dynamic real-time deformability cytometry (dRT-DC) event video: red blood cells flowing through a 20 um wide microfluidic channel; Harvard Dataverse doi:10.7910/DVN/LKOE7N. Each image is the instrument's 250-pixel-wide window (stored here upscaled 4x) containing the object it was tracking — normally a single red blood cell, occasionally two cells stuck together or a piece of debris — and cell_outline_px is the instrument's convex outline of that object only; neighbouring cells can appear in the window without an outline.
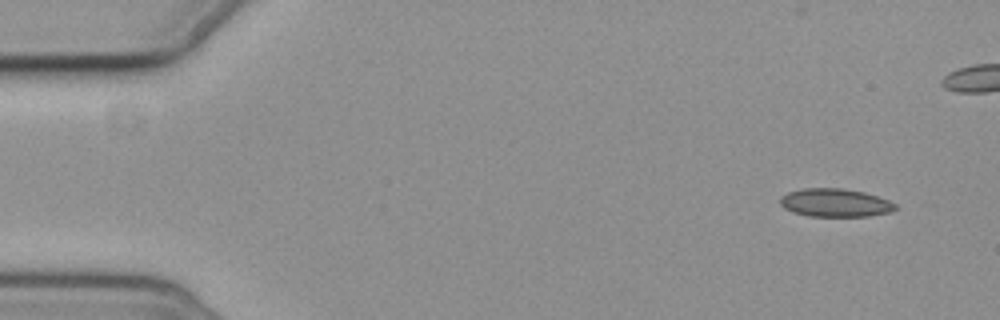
{"species": "common noctule bat (a hibernating species)", "species_latin": "Nyctalus noctula", "temperature_condition": "cold", "stored_images_in_passage": 5, "camera_frame_rate_fps": 3000, "um_per_image_px": 0.085, "animal": {"sex": "female", "body_mass_g": 19.3, "forearm_length_mm": 54.1}, "frame": {"image": 1, "passage_image": 1, "time_ms": 0.0, "image_size_px": [1000, 320], "cell_outline_px": [[896, 208], [888, 212], [868, 216], [808, 216], [792, 212], [784, 208], [780, 204], [780, 196], [788, 192], [804, 188], [840, 188], [864, 192], [888, 200], [896, 204]], "centroid_in_image_um": [70.94, 17.23], "position_along_channel_um": 14.1, "area_um2": 18.84}}